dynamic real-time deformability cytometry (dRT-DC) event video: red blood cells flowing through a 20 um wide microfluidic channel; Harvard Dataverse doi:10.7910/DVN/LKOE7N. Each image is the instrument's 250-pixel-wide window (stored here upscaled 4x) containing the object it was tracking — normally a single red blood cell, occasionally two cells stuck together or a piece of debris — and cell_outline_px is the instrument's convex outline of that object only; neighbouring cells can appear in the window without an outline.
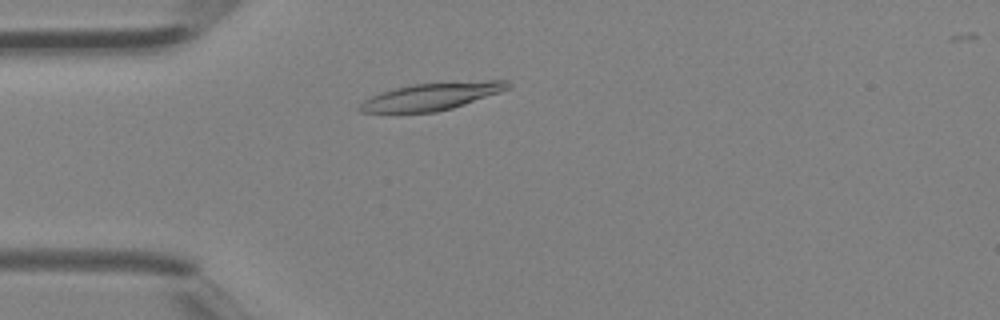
{"species": "Egyptian fruit bat (a non-hibernating species)", "species_latin": "Rousettus aegyptiacus", "temperature_condition": "room temperature", "stored_images_in_passage": 1, "camera_frame_rate_fps": 3000, "um_per_image_px": 0.085, "animal": {"sex": "female"}, "frame": {"image": 1, "passage_image": 1, "time_ms": 0.0, "image_size_px": [1000, 320], "cell_outline_px": [[512, 84], [508, 88], [500, 92], [452, 108], [436, 112], [360, 112], [356, 108], [364, 100], [380, 92], [412, 84], [488, 80], [508, 80]], "centroid_in_image_um": [36.69, 8.19], "position_along_channel_um": 48.3, "area_um2": 23.35}}